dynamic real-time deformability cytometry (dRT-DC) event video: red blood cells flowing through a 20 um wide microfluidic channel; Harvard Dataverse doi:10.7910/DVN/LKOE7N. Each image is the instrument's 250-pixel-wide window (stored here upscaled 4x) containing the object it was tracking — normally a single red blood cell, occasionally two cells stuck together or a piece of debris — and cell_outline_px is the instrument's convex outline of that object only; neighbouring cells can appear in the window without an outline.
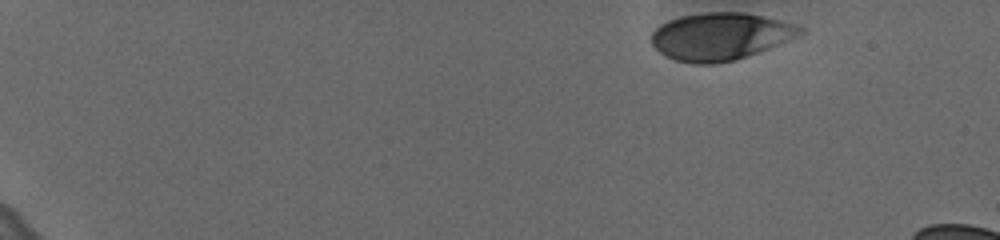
{"species": "human", "species_latin": "Homo sapiens", "temperature_condition": "cold", "stored_images_in_passage": 13, "camera_frame_rate_fps": 3000, "um_per_image_px": 0.085, "donor": {"sex": "female"}, "frame": {"image": 1, "passage_image": 1, "time_ms": 0.0, "image_size_px": [1000, 240], "cell_outline_px": [[804, 32], [768, 48], [732, 60], [716, 64], [692, 64], [676, 60], [660, 52], [652, 44], [652, 32], [660, 24], [668, 20], [680, 16], [708, 12], [744, 12], [780, 20], [804, 28]], "centroid_in_image_um": [61.17, 3.08], "position_along_channel_um": 23.8, "area_um2": 40.4}}
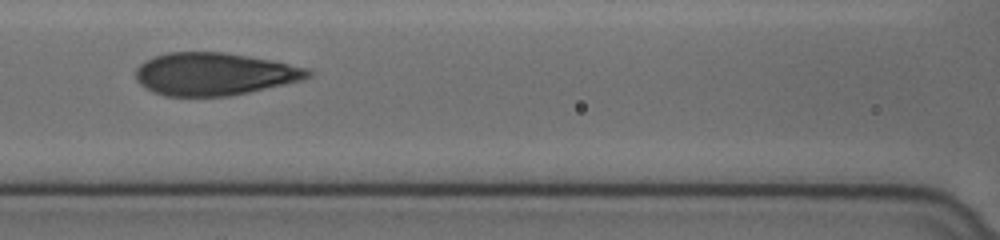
{"frame": {"image": 2, "passage_image": 8, "time_ms": 2.333, "image_size_px": [1000, 240], "cell_outline_px": [[312, 76], [304, 80], [248, 92], [228, 96], [168, 96], [152, 92], [140, 84], [136, 80], [136, 68], [144, 60], [152, 56], [168, 52], [224, 52], [272, 60], [308, 68], [312, 72]], "centroid_in_image_um": [18.21, 6.28], "position_along_channel_um": 148.4, "area_um2": 42.95}}
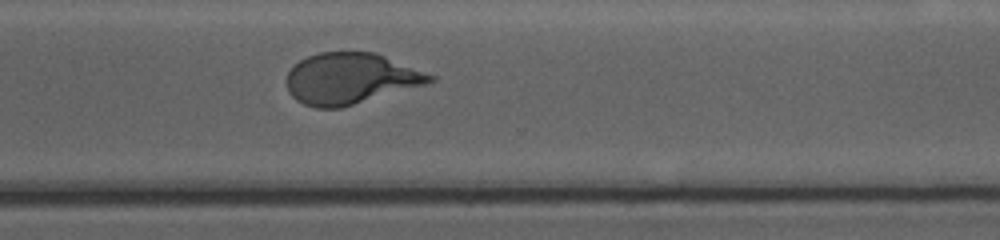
{"frame": {"image": 3, "passage_image": 13, "time_ms": 4.0, "image_size_px": [1000, 240], "cell_outline_px": [[436, 80], [428, 84], [340, 108], [316, 108], [304, 104], [296, 100], [288, 92], [284, 80], [288, 72], [300, 60], [308, 56], [320, 52], [376, 52], [436, 76]], "centroid_in_image_um": [29.79, 6.68], "position_along_channel_um": 340.8, "area_um2": 42.89}}